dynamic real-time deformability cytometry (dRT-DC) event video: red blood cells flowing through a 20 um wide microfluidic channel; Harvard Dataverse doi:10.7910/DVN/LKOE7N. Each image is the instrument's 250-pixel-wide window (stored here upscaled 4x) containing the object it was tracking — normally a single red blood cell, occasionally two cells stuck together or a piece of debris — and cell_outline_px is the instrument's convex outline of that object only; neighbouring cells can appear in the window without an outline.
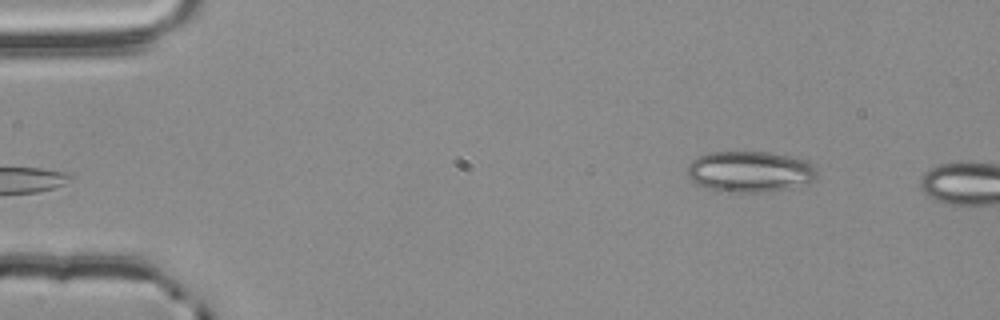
{"species": "common noctule bat (a hibernating species)", "species_latin": "Nyctalus noctula", "temperature_condition": "room temperature", "stored_images_in_passage": 4, "camera_frame_rate_fps": 3000, "um_per_image_px": 0.085, "animal": {"sex": "male", "body_mass_g": 20.4}, "frame": {"image": 1, "passage_image": 1, "time_ms": 0.0, "image_size_px": [1000, 320], "cell_outline_px": [[816, 180], [808, 184], [768, 192], [720, 192], [704, 188], [696, 184], [688, 176], [688, 164], [696, 156], [708, 152], [768, 152], [788, 156], [804, 160], [812, 164], [816, 168]], "centroid_in_image_um": [63.72, 14.6], "position_along_channel_um": 21.3, "area_um2": 31.39}}